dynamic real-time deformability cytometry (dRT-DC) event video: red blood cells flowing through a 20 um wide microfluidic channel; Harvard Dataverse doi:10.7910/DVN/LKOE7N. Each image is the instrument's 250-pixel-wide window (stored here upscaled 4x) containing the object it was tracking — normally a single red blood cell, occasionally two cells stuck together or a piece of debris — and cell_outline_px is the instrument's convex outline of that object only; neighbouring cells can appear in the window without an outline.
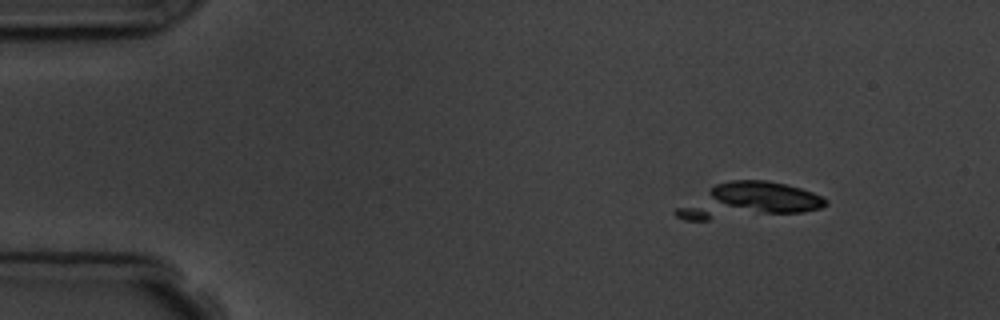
{"species": "common noctule bat (a hibernating species)", "species_latin": "Nyctalus noctula", "temperature_condition": "room temperature", "stored_images_in_passage": 11, "camera_frame_rate_fps": 3000, "um_per_image_px": 0.085, "animal": {"sex": "male", "body_mass_g": 19.5, "forearm_length_mm": 54.6}, "frame": {"image": 1, "passage_image": 4, "time_ms": 3.333, "image_size_px": [1000, 320], "cell_outline_px": [[828, 204], [820, 208], [804, 212], [708, 220], [684, 220], [676, 216], [672, 212], [676, 208], [716, 184], [728, 180], [768, 180], [800, 188], [812, 192], [828, 200]], "centroid_in_image_um": [63.63, 17.07], "position_along_channel_um": 21.4, "area_um2": 30.75}}